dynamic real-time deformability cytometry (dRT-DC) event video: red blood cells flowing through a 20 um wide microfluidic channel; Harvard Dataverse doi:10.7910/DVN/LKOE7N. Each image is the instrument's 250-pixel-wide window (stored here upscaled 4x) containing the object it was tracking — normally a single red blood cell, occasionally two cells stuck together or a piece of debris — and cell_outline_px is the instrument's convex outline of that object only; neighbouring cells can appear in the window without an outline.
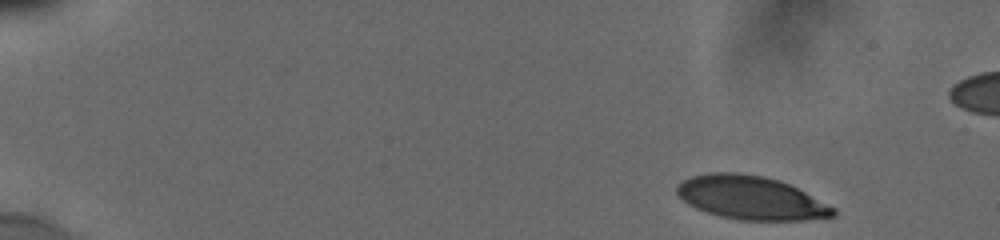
{"species": "human", "species_latin": "Homo sapiens", "temperature_condition": "cold", "stored_images_in_passage": 7, "camera_frame_rate_fps": 3000, "um_per_image_px": 0.085, "donor": {"sex": "male"}, "frame": {"image": 1, "passage_image": 1, "time_ms": 0.0, "image_size_px": [1000, 240], "cell_outline_px": [[836, 216], [800, 220], [740, 220], [708, 212], [696, 208], [688, 204], [676, 192], [676, 188], [684, 180], [692, 176], [708, 172], [740, 172], [764, 176], [780, 180], [836, 208]], "centroid_in_image_um": [63.83, 16.8], "position_along_channel_um": 21.2, "area_um2": 39.25}}
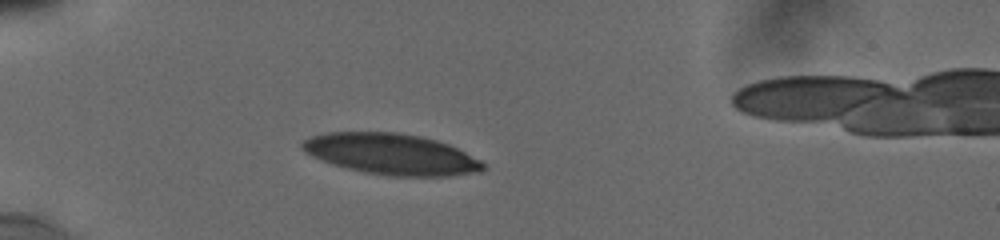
{"frame": {"image": 2, "passage_image": 4, "time_ms": 3.667, "image_size_px": [1000, 240], "cell_outline_px": [[484, 168], [480, 172], [448, 176], [392, 176], [368, 172], [348, 168], [332, 164], [320, 160], [304, 152], [300, 148], [300, 144], [304, 140], [312, 136], [328, 132], [400, 132], [420, 136], [436, 140], [448, 144], [480, 160], [484, 164]], "centroid_in_image_um": [33.23, 13.09], "position_along_channel_um": 51.8, "area_um2": 43.0}}
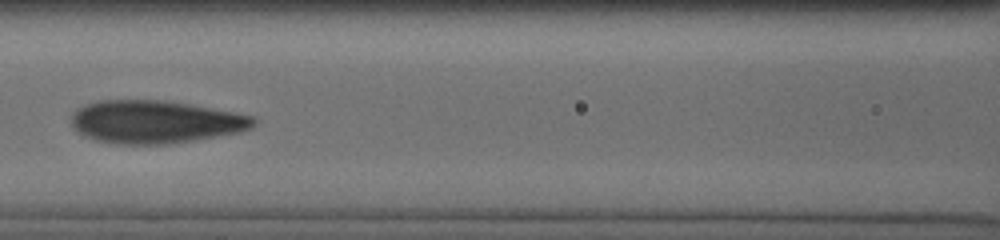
{"frame": {"image": 3, "passage_image": 7, "time_ms": 7.0, "image_size_px": [1000, 240], "cell_outline_px": [[256, 124], [252, 128], [240, 132], [168, 144], [116, 144], [96, 140], [84, 136], [72, 124], [72, 116], [80, 108], [88, 104], [100, 100], [160, 100], [188, 104], [232, 112], [252, 116], [256, 120]], "centroid_in_image_um": [13.21, 10.36], "position_along_channel_um": 153.4, "area_um2": 44.91}}